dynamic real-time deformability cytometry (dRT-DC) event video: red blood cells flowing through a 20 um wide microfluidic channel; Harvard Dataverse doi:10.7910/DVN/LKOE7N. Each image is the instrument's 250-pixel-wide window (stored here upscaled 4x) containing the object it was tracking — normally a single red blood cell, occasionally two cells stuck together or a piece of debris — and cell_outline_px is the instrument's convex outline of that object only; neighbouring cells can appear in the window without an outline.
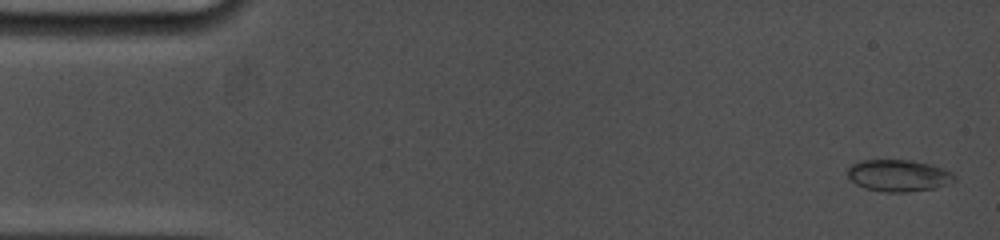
{"species": "common noctule bat (a hibernating species)", "species_latin": "Nyctalus noctula", "temperature_condition": "cold", "stored_images_in_passage": 46, "camera_frame_rate_fps": 5000, "um_per_image_px": 0.085, "animal": {"sex": "female", "body_mass_g": 19.0, "forearm_length_mm": 53.3}, "frame": {"image": 1, "passage_image": 1, "time_ms": 0.0, "image_size_px": [1000, 240], "cell_outline_px": [[956, 180], [948, 184], [936, 188], [908, 192], [888, 192], [864, 188], [856, 184], [848, 176], [848, 168], [852, 164], [860, 160], [912, 160], [932, 164], [952, 172], [956, 176]], "centroid_in_image_um": [76.41, 14.92], "position_along_channel_um": 8.6, "area_um2": 19.94}}
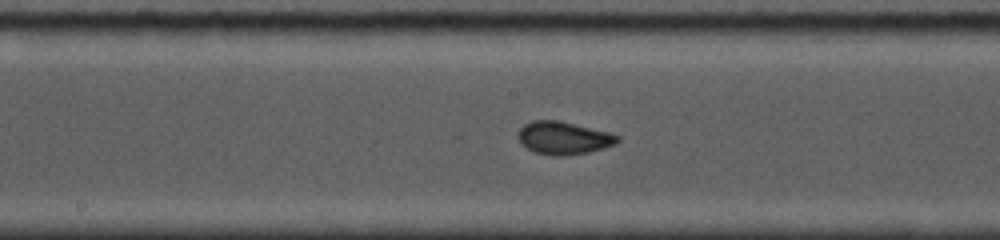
{"frame": {"image": 2, "passage_image": 23, "time_ms": 8.2, "image_size_px": [1000, 240], "cell_outline_px": [[620, 140], [616, 144], [604, 148], [588, 152], [564, 156], [552, 156], [536, 152], [520, 144], [516, 136], [520, 128], [524, 124], [532, 120], [560, 120], [608, 132], [620, 136]], "centroid_in_image_um": [47.88, 11.72], "position_along_channel_um": 200.3, "area_um2": 19.19}}
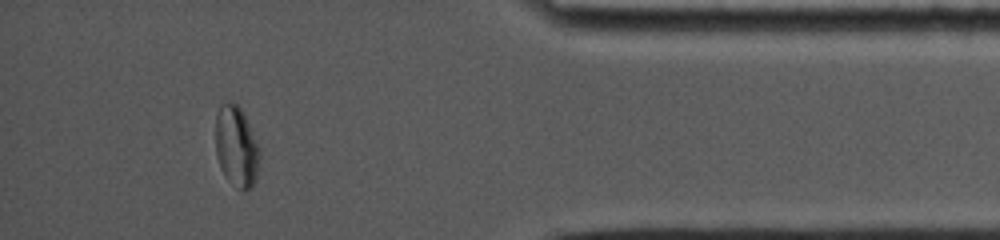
{"frame": {"image": 3, "passage_image": 40, "time_ms": 14.4, "image_size_px": [1000, 240], "cell_outline_px": [[260, 160], [256, 180], [252, 188], [244, 192], [228, 180], [224, 176], [220, 168], [216, 156], [216, 116], [220, 104], [236, 104], [240, 108], [260, 148]], "centroid_in_image_um": [20.1, 12.53], "position_along_channel_um": 415.1, "area_um2": 20.75}, "authors_computed_cell_mechanics": {"area_um2": 18.6983, "velocity_mm_per_s": 3.8375, "shape_relaxation_time_tau1_ms": 9.0505, "shape_relaxation_time_tau2_ms": null, "deformation_change_tau1": 0.1838, "deformation_change_tau2": null}}